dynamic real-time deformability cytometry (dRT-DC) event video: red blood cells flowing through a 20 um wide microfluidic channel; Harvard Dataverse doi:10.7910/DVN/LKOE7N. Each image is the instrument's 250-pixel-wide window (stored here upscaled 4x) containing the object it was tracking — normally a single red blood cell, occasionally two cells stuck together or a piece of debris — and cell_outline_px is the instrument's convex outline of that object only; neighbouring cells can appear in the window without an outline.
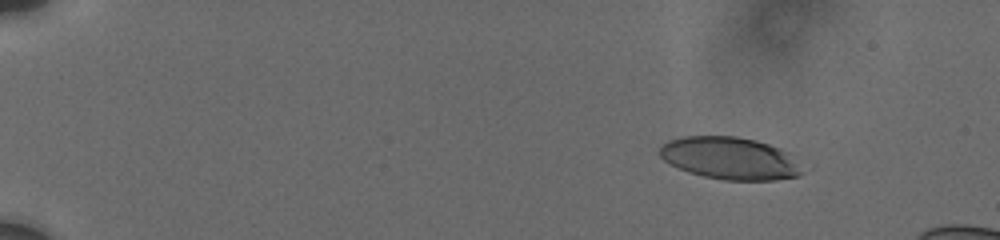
{"species": "human", "species_latin": "Homo sapiens", "temperature_condition": "cold", "stored_images_in_passage": 27, "camera_frame_rate_fps": 3000, "um_per_image_px": 0.085, "donor": {"sex": "male"}, "frame": {"image": 1, "passage_image": 4, "time_ms": 1.333, "image_size_px": [1000, 240], "cell_outline_px": [[804, 172], [800, 176], [776, 180], [724, 180], [704, 176], [688, 172], [664, 160], [660, 156], [660, 148], [668, 140], [684, 136], [736, 136], [756, 140], [780, 148]], "centroid_in_image_um": [62.01, 13.45], "position_along_channel_um": 23.0, "area_um2": 34.68}}
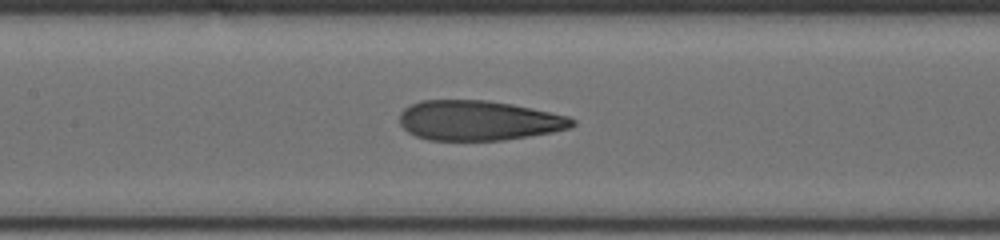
{"frame": {"image": 2, "passage_image": 18, "time_ms": 8.667, "image_size_px": [1000, 240], "cell_outline_px": [[576, 124], [568, 128], [552, 132], [504, 140], [428, 140], [416, 136], [408, 132], [400, 124], [400, 112], [404, 108], [420, 100], [484, 100], [512, 104], [532, 108], [568, 116], [576, 120]], "centroid_in_image_um": [40.67, 10.24], "position_along_channel_um": 166.7, "area_um2": 40.11}}
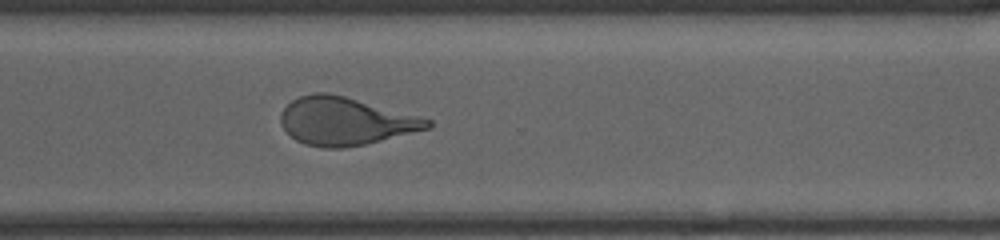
{"frame": {"image": 3, "passage_image": 27, "time_ms": 13.333, "image_size_px": [1000, 240], "cell_outline_px": [[432, 124], [428, 128], [364, 144], [344, 148], [324, 148], [304, 144], [296, 140], [280, 124], [280, 112], [292, 100], [300, 96], [316, 92], [328, 92], [344, 96], [432, 120]], "centroid_in_image_um": [29.29, 10.3], "position_along_channel_um": 341.3, "area_um2": 40.34}}